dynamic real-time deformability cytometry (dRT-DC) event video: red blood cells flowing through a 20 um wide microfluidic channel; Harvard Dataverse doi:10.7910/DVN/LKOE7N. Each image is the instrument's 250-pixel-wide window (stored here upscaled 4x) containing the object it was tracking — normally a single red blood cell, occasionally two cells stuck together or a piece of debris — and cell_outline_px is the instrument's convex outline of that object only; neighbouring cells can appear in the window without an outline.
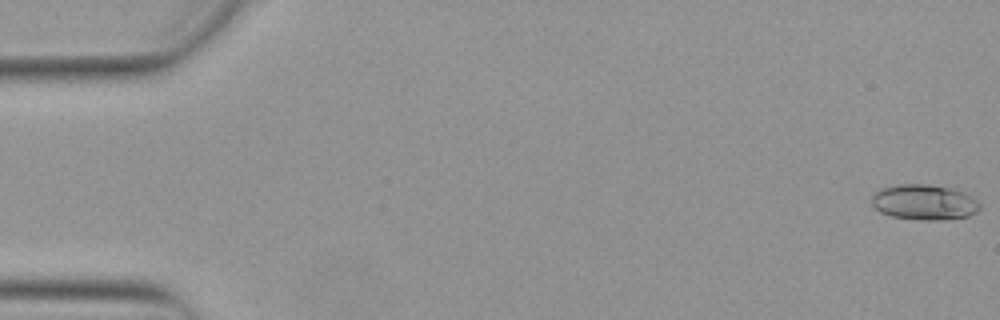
{"species": "Egyptian fruit bat (a non-hibernating species)", "species_latin": "Rousettus aegyptiacus", "temperature_condition": "warm", "stored_images_in_passage": 54, "camera_frame_rate_fps": 3000, "um_per_image_px": 0.085, "animal": {"sex": "female"}, "frame": {"image": 1, "passage_image": 1, "time_ms": 0.0, "image_size_px": [1000, 320], "cell_outline_px": [[980, 208], [976, 212], [968, 216], [940, 220], [924, 220], [892, 216], [880, 212], [872, 204], [872, 196], [880, 188], [896, 184], [928, 184], [948, 188], [964, 192], [972, 196], [980, 204]], "centroid_in_image_um": [78.55, 17.18], "position_along_channel_um": 6.4, "area_um2": 22.2}}
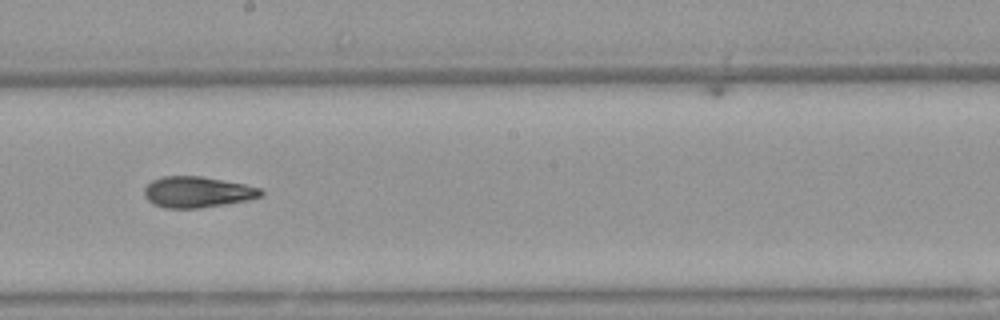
{"frame": {"image": 2, "passage_image": 30, "time_ms": 9.667, "image_size_px": [1000, 320], "cell_outline_px": [[264, 192], [260, 196], [248, 200], [200, 208], [164, 208], [152, 204], [144, 196], [144, 188], [152, 180], [160, 176], [200, 176], [244, 184], [264, 188]], "centroid_in_image_um": [16.76, 16.32], "position_along_channel_um": 231.4, "area_um2": 21.15}}
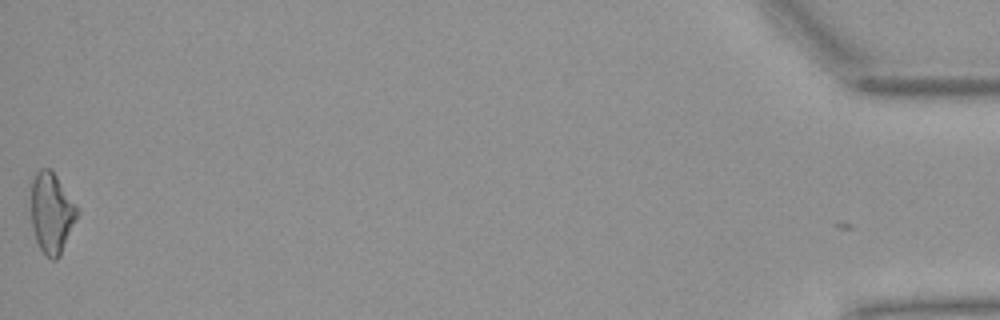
{"frame": {"image": 3, "passage_image": 53, "time_ms": 17.333, "image_size_px": [1000, 320], "cell_outline_px": [[80, 212], [60, 256], [56, 260], [52, 260], [44, 256], [36, 240], [32, 228], [28, 208], [32, 180], [36, 172], [40, 168], [48, 168], [56, 176], [80, 208]], "centroid_in_image_um": [4.36, 18.11], "position_along_channel_um": 430.8, "area_um2": 22.54}, "authors_computed_cell_mechanics": {"area_um2": 21.0392, "velocity_mm_per_s": 3.9037, "shape_relaxation_time_tau1_ms": null, "shape_relaxation_time_tau2_ms": 3.9919, "deformation_change_tau1": null, "deformation_change_tau2": 0.1212}}